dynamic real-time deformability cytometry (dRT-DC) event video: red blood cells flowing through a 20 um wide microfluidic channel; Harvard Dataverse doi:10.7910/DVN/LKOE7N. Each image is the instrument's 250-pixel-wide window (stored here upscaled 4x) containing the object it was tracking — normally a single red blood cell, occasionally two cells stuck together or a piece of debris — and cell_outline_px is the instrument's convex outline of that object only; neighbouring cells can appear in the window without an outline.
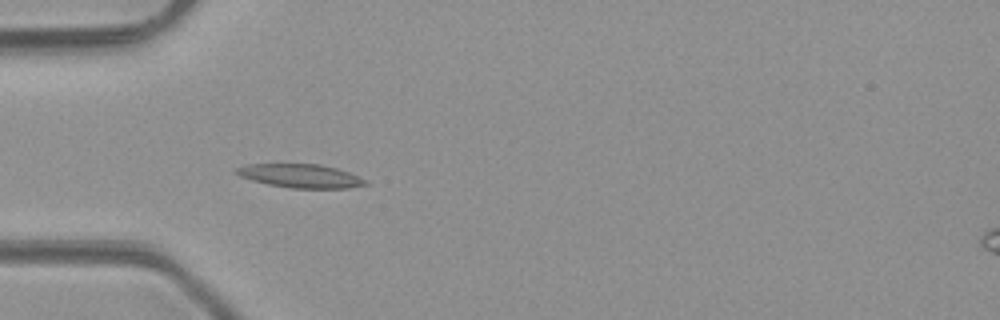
{"species": "common noctule bat (a hibernating species)", "species_latin": "Nyctalus noctula", "temperature_condition": "room temperature", "stored_images_in_passage": 4, "camera_frame_rate_fps": 3000, "um_per_image_px": 0.085, "animal": {"sex": "male", "body_mass_g": 23.1, "forearm_length_mm": 52.7}, "frame": {"image": 1, "passage_image": 4, "time_ms": 3.667, "image_size_px": [1000, 320], "cell_outline_px": [[372, 184], [348, 188], [292, 188], [268, 184], [252, 180], [240, 176], [232, 172], [236, 168], [248, 164], [320, 164], [336, 168], [348, 172], [368, 180]], "centroid_in_image_um": [25.58, 14.95], "position_along_channel_um": 59.4, "area_um2": 17.86}}